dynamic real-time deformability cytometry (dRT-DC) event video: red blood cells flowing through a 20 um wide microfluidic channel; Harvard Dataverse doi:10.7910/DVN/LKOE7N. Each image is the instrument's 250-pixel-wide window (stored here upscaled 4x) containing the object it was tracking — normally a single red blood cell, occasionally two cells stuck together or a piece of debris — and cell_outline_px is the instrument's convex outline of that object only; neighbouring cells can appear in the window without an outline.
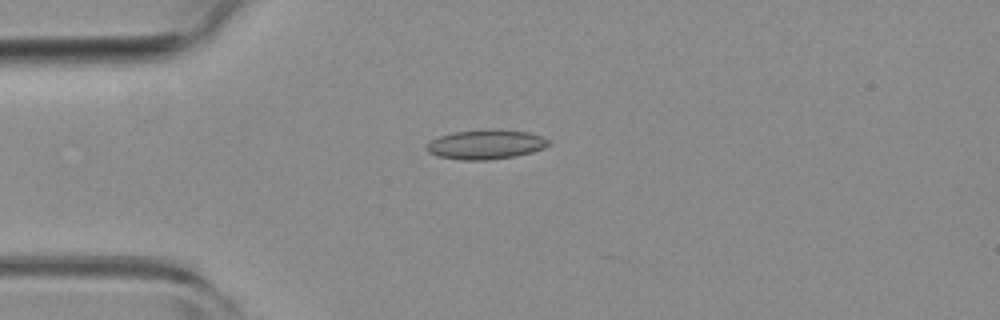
{"species": "common noctule bat (a hibernating species)", "species_latin": "Nyctalus noctula", "temperature_condition": "room temperature", "stored_images_in_passage": 5, "camera_frame_rate_fps": 3000, "um_per_image_px": 0.085, "animal": {"sex": "female", "body_mass_g": 19.3, "forearm_length_mm": 54.1}, "frame": {"image": 1, "passage_image": 4, "time_ms": 1.0, "image_size_px": [1000, 320], "cell_outline_px": [[552, 144], [544, 148], [532, 152], [516, 156], [488, 160], [460, 160], [440, 156], [428, 152], [424, 148], [432, 140], [440, 136], [452, 132], [484, 128], [496, 128], [528, 132], [540, 136], [548, 140]], "centroid_in_image_um": [41.31, 12.26], "position_along_channel_um": 43.7, "area_um2": 21.27}}